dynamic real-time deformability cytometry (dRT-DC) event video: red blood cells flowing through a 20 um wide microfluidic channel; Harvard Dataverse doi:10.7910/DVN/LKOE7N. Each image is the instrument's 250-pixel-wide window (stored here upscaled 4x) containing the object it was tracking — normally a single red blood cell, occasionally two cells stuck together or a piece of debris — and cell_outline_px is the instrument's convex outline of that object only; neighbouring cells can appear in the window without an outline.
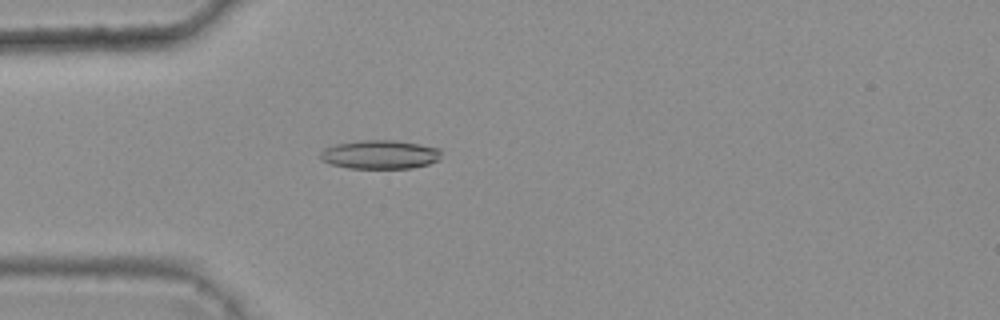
{"species": "common noctule bat (a hibernating species)", "species_latin": "Nyctalus noctula", "temperature_condition": "warm", "stored_images_in_passage": 47, "camera_frame_rate_fps": 3000, "um_per_image_px": 0.085, "animal": {"sex": "female", "body_mass_g": 25.1}, "frame": {"image": 1, "passage_image": 15, "time_ms": 4.667, "image_size_px": [1000, 320], "cell_outline_px": [[440, 160], [428, 164], [412, 168], [348, 168], [332, 164], [320, 160], [320, 152], [324, 148], [336, 144], [360, 140], [392, 140], [420, 144], [440, 148]], "centroid_in_image_um": [32.3, 13.13], "position_along_channel_um": 52.7, "area_um2": 20.35}}
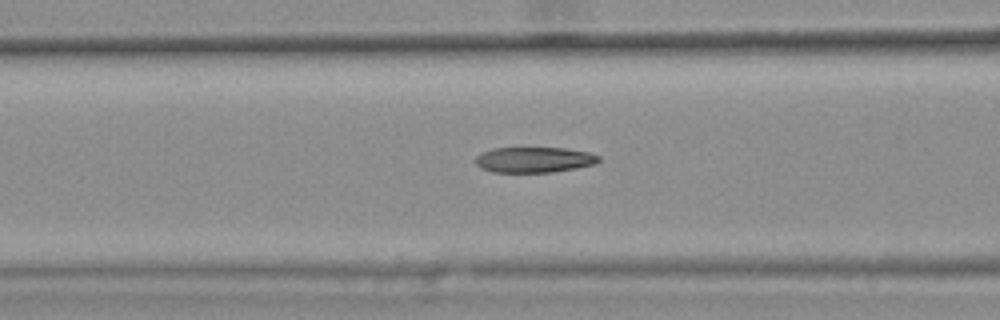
{"frame": {"image": 2, "passage_image": 21, "time_ms": 6.667, "image_size_px": [1000, 320], "cell_outline_px": [[600, 160], [596, 164], [576, 168], [552, 172], [492, 172], [480, 168], [476, 164], [476, 156], [480, 152], [492, 148], [564, 148], [588, 152], [600, 156]], "centroid_in_image_um": [45.39, 13.58], "position_along_channel_um": 121.2, "area_um2": 18.44}}
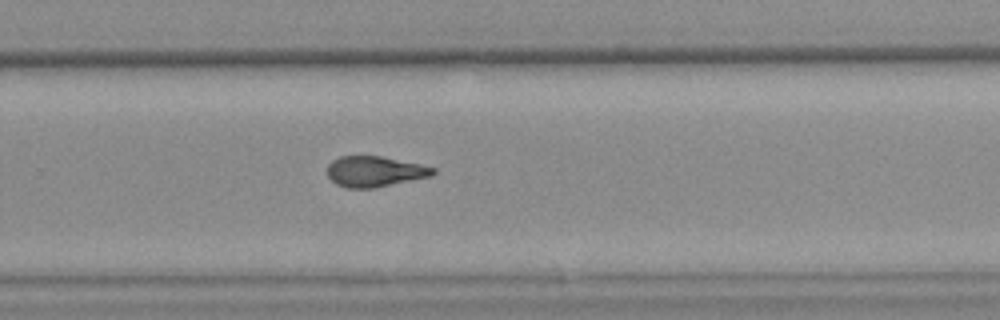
{"frame": {"image": 3, "passage_image": 35, "time_ms": 11.333, "image_size_px": [1000, 320], "cell_outline_px": [[436, 172], [432, 176], [372, 188], [348, 188], [336, 184], [328, 176], [328, 164], [332, 160], [340, 156], [380, 156], [420, 164], [436, 168]], "centroid_in_image_um": [31.85, 14.57], "position_along_channel_um": 297.9, "area_um2": 18.73}, "authors_computed_cell_mechanics": {"area_um2": 19.363, "velocity_mm_per_s": 3.7958, "shape_relaxation_time_tau1_ms": 7.4822, "shape_relaxation_time_tau2_ms": 2.4793, "deformation_change_tau1": 0.2095, "deformation_change_tau2": 0.1129}}